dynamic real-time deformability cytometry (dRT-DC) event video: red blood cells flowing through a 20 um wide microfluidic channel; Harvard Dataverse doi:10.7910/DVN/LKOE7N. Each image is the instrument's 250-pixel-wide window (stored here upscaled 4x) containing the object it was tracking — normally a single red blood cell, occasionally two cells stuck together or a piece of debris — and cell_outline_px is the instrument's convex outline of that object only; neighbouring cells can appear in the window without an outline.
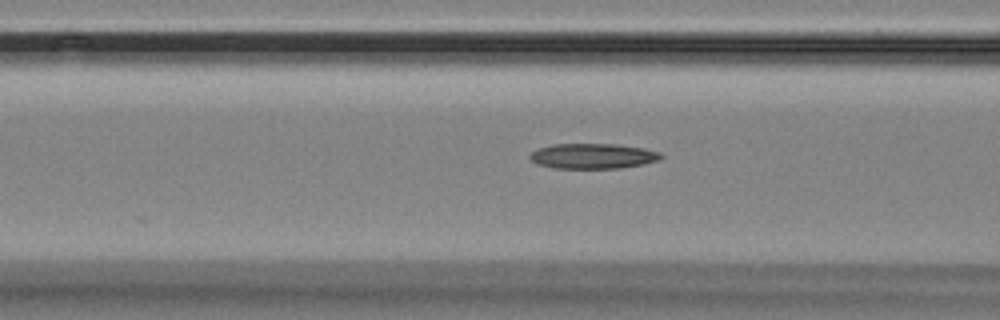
{"species": "Egyptian fruit bat (a non-hibernating species)", "species_latin": "Rousettus aegyptiacus", "temperature_condition": "room temperature", "stored_images_in_passage": 3, "camera_frame_rate_fps": 3000, "um_per_image_px": 0.085, "animal": {"sex": "female"}, "frame": {"image": 1, "passage_image": 3, "time_ms": 3.333, "image_size_px": [1000, 320], "cell_outline_px": [[664, 156], [656, 160], [640, 164], [620, 168], [552, 168], [536, 164], [528, 156], [532, 152], [540, 148], [552, 144], [616, 144], [644, 148], [660, 152]], "centroid_in_image_um": [50.36, 13.26], "position_along_channel_um": 116.2, "area_um2": 19.13}}